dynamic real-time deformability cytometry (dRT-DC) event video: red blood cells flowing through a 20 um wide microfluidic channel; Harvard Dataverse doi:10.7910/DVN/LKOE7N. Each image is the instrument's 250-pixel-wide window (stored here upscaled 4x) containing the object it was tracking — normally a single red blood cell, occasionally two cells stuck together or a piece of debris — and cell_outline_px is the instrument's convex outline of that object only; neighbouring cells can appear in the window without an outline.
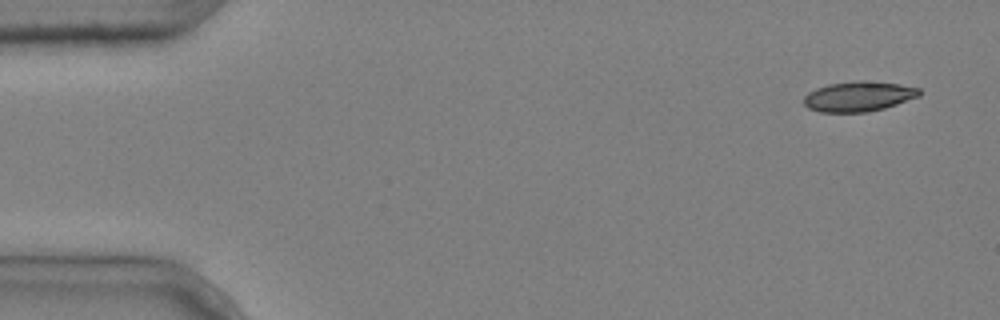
{"species": "common noctule bat (a hibernating species)", "species_latin": "Nyctalus noctula", "temperature_condition": "cold", "stored_images_in_passage": 3, "camera_frame_rate_fps": 3000, "um_per_image_px": 0.085, "animal": {"sex": "male", "body_mass_g": 20.4}, "frame": {"image": 1, "passage_image": 1, "time_ms": 0.0, "image_size_px": [1000, 320], "cell_outline_px": [[920, 96], [884, 108], [868, 112], [820, 112], [808, 108], [804, 104], [804, 96], [808, 92], [816, 88], [828, 84], [856, 80], [864, 80], [900, 84], [920, 88]], "centroid_in_image_um": [72.97, 8.19], "position_along_channel_um": 12.0, "area_um2": 20.35}}
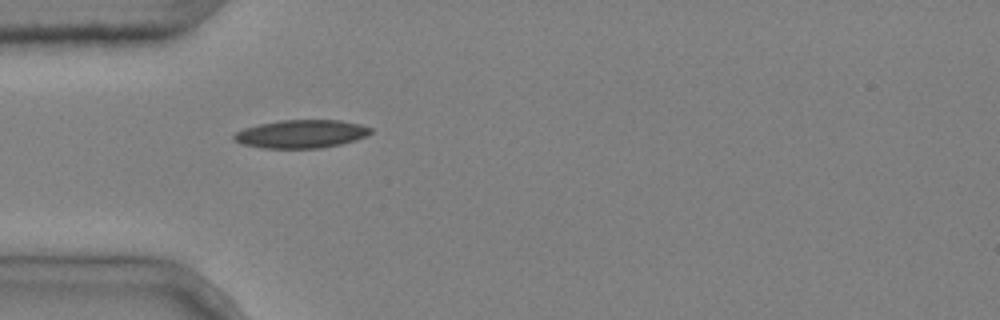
{"frame": {"image": 2, "passage_image": 3, "time_ms": 0.667, "image_size_px": [1000, 320], "cell_outline_px": [[372, 132], [356, 140], [340, 144], [320, 148], [260, 148], [244, 144], [236, 140], [232, 136], [236, 132], [244, 128], [260, 124], [284, 120], [340, 120], [360, 124], [372, 128]], "centroid_in_image_um": [25.62, 11.38], "position_along_channel_um": 59.4, "area_um2": 22.25}}